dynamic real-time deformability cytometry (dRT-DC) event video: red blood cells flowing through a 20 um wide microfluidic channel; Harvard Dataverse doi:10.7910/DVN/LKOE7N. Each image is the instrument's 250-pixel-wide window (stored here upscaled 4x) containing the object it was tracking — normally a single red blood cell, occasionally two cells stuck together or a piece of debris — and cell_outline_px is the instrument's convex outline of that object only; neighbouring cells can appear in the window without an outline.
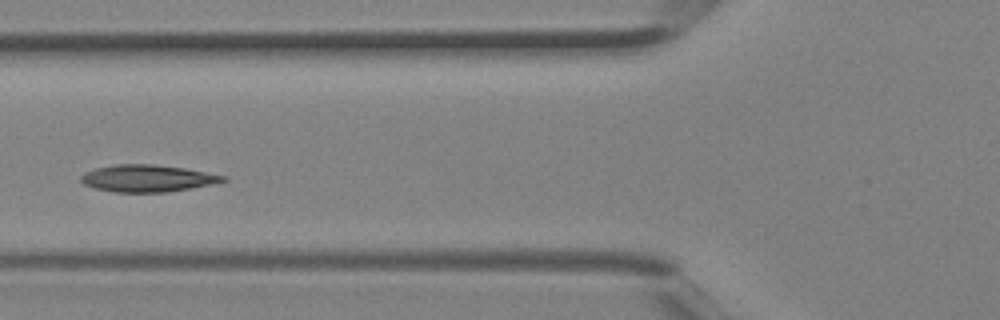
{"species": "Egyptian fruit bat (a non-hibernating species)", "species_latin": "Rousettus aegyptiacus", "temperature_condition": "room temperature", "stored_images_in_passage": 3, "camera_frame_rate_fps": 3000, "um_per_image_px": 0.085, "animal": {"sex": "female"}, "frame": {"image": 1, "passage_image": 3, "time_ms": 0.667, "image_size_px": [1000, 320], "cell_outline_px": [[228, 180], [216, 184], [164, 192], [112, 192], [96, 188], [84, 184], [80, 180], [80, 176], [84, 172], [96, 168], [116, 164], [152, 164], [184, 168], [224, 176]], "centroid_in_image_um": [12.51, 15.16], "position_along_channel_um": 113.3, "area_um2": 22.25}}